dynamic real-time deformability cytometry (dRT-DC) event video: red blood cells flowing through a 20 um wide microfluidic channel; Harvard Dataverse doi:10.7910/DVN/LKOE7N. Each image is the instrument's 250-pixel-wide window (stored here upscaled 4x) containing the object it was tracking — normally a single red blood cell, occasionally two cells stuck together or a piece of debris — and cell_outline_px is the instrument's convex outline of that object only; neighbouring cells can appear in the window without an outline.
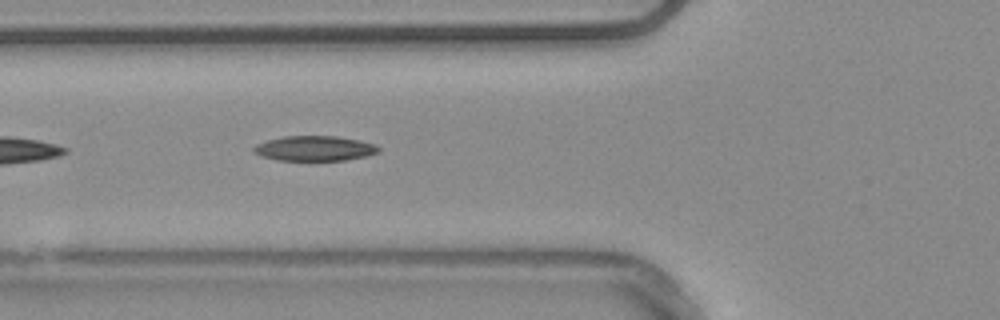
{"species": "common noctule bat (a hibernating species)", "species_latin": "Nyctalus noctula", "temperature_condition": "warm", "stored_images_in_passage": 16, "camera_frame_rate_fps": 3000, "um_per_image_px": 0.085, "animal": {"sex": "male", "body_mass_g": 20.4}, "frame": {"image": 1, "passage_image": 5, "time_ms": 1.333, "image_size_px": [1000, 320], "cell_outline_px": [[380, 152], [368, 156], [344, 160], [276, 160], [260, 156], [252, 152], [252, 148], [256, 144], [268, 140], [284, 136], [336, 136], [360, 140], [376, 144], [380, 148]], "centroid_in_image_um": [26.75, 12.61], "position_along_channel_um": 99.1, "area_um2": 18.38}}